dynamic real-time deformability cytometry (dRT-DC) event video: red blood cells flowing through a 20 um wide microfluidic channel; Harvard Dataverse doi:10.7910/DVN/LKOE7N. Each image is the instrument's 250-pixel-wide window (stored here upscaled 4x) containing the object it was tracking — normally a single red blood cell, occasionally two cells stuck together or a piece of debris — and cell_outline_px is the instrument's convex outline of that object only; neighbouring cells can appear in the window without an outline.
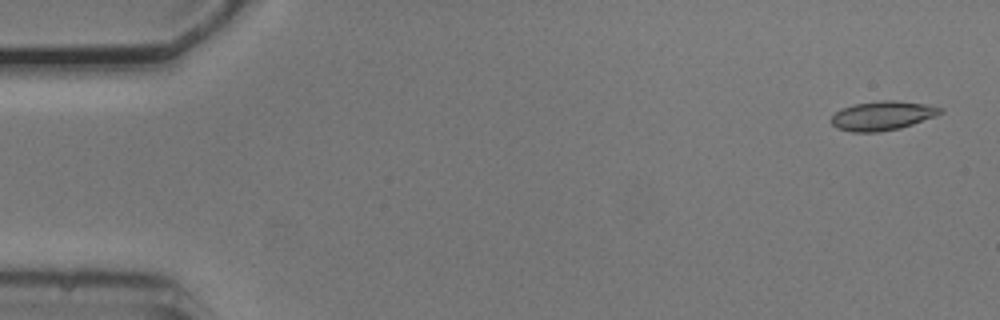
{"species": "common noctule bat (a hibernating species)", "species_latin": "Nyctalus noctula", "temperature_condition": "cold", "stored_images_in_passage": 53, "camera_frame_rate_fps": 3000, "um_per_image_px": 0.085, "animal": {"sex": "male", "body_mass_g": 20.5, "forearm_length_mm": 52.5}, "frame": {"image": 1, "passage_image": 2, "time_ms": 0.333, "image_size_px": [1000, 320], "cell_outline_px": [[944, 112], [936, 116], [900, 128], [880, 132], [852, 132], [836, 128], [832, 124], [832, 116], [840, 108], [856, 104], [884, 100], [896, 100], [924, 104], [944, 108]], "centroid_in_image_um": [75.02, 9.84], "position_along_channel_um": 10.0, "area_um2": 18.5}}
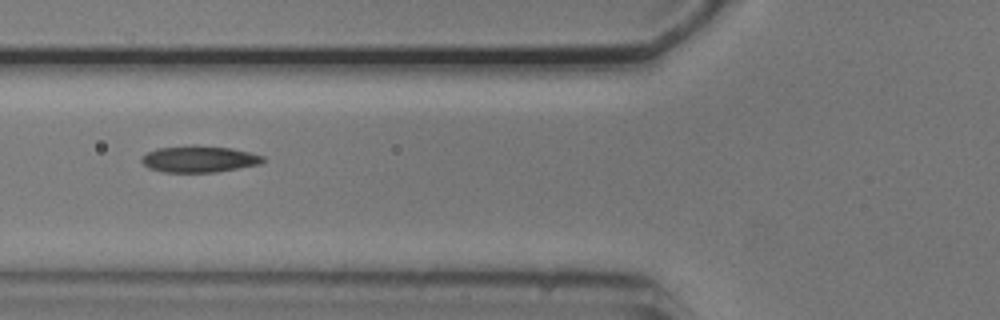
{"frame": {"image": 2, "passage_image": 20, "time_ms": 6.333, "image_size_px": [1000, 320], "cell_outline_px": [[264, 160], [260, 164], [216, 172], [164, 172], [148, 168], [140, 160], [140, 156], [156, 148], [192, 144], [196, 144], [232, 148], [264, 156]], "centroid_in_image_um": [16.88, 13.5], "position_along_channel_um": 108.9, "area_um2": 19.02}}
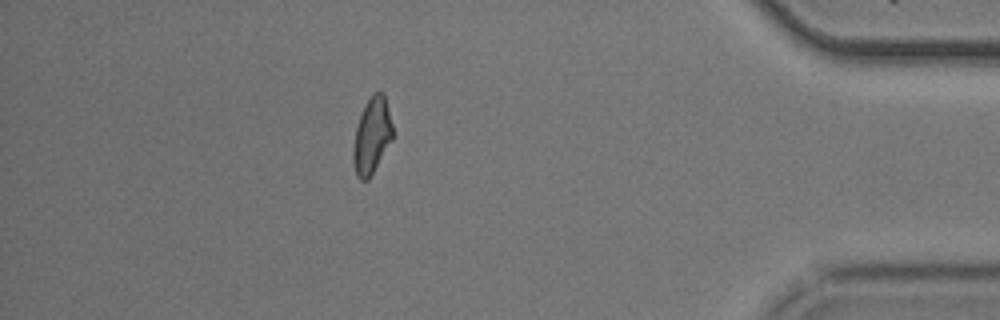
{"frame": {"image": 3, "passage_image": 47, "time_ms": 15.333, "image_size_px": [1000, 320], "cell_outline_px": [[392, 140], [368, 180], [360, 180], [356, 176], [352, 160], [352, 152], [356, 128], [364, 104], [376, 92], [384, 92], [392, 124]], "centroid_in_image_um": [31.59, 11.56], "position_along_channel_um": 403.6, "area_um2": 17.34}, "authors_computed_cell_mechanics": {"area_um2": 18.207, "velocity_mm_per_s": 3.7525, "shape_relaxation_time_tau1_ms": 3.7292, "shape_relaxation_time_tau2_ms": 3.6036, "deformation_change_tau1": 0.1252, "deformation_change_tau2": 0.1059}}